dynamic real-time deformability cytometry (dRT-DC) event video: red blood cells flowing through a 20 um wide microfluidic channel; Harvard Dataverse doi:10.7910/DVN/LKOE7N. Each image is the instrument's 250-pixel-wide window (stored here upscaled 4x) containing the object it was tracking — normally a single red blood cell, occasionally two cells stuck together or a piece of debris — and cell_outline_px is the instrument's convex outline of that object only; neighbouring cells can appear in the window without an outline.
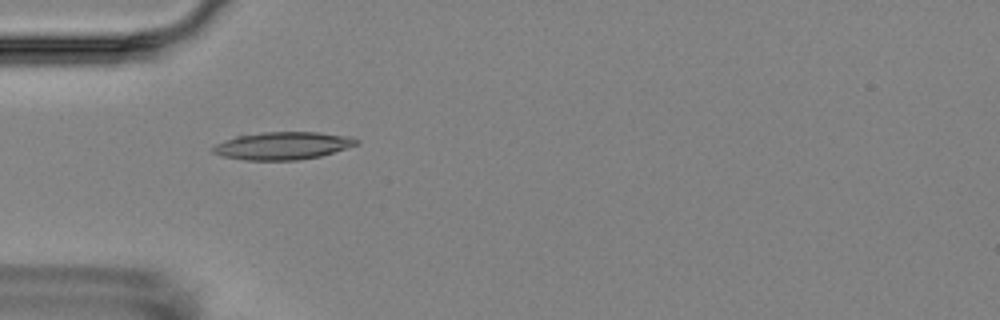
{"species": "Egyptian fruit bat (a non-hibernating species)", "species_latin": "Rousettus aegyptiacus", "temperature_condition": "room temperature", "stored_images_in_passage": 4, "camera_frame_rate_fps": 3000, "um_per_image_px": 0.085, "animal": {"sex": "female"}, "frame": {"image": 1, "passage_image": 3, "time_ms": 2.667, "image_size_px": [1000, 320], "cell_outline_px": [[360, 140], [356, 144], [320, 156], [296, 160], [244, 160], [220, 156], [212, 152], [212, 148], [216, 144], [224, 140], [236, 136], [260, 132], [320, 132], [348, 136]], "centroid_in_image_um": [23.97, 12.38], "position_along_channel_um": 61.0, "area_um2": 23.0}}
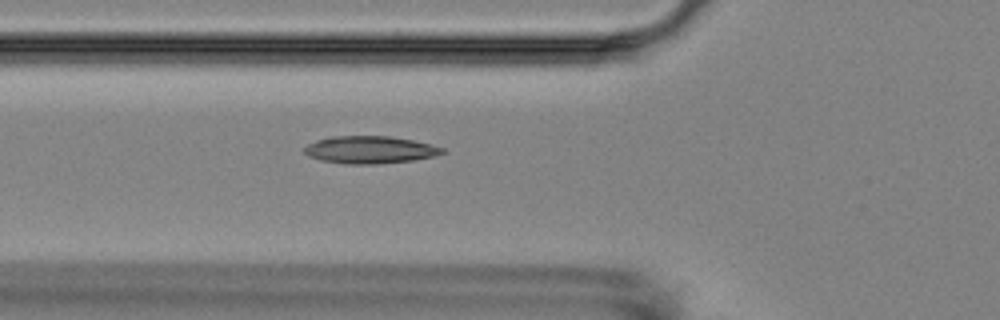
{"frame": {"image": 2, "passage_image": 4, "time_ms": 3.667, "image_size_px": [1000, 320], "cell_outline_px": [[444, 152], [436, 156], [412, 160], [376, 164], [344, 164], [320, 160], [308, 156], [304, 152], [304, 148], [308, 144], [316, 140], [332, 136], [388, 136], [412, 140], [444, 148]], "centroid_in_image_um": [31.4, 12.73], "position_along_channel_um": 94.4, "area_um2": 21.96}}